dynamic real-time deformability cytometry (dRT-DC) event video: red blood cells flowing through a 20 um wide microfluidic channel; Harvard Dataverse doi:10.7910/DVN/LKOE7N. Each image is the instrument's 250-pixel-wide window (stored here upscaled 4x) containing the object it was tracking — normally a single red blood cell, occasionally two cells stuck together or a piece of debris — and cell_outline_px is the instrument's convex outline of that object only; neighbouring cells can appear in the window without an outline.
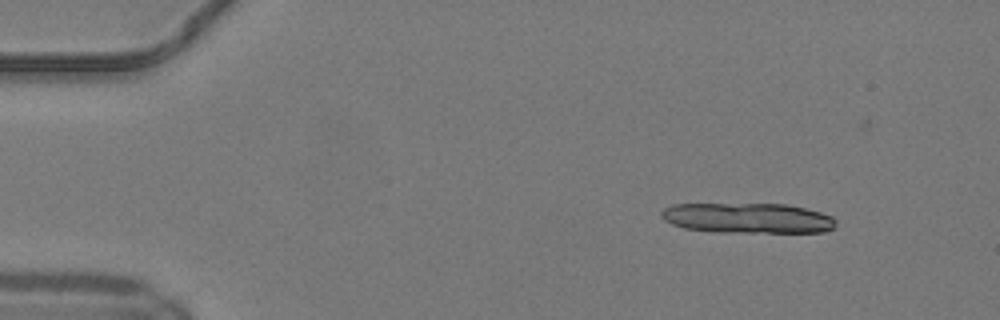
{"species": "common noctule bat (a hibernating species)", "species_latin": "Nyctalus noctula", "temperature_condition": "warm", "stored_images_in_passage": 9, "camera_frame_rate_fps": 3000, "um_per_image_px": 0.085, "animal": {"sex": "male", "body_mass_g": 19.2, "forearm_length_mm": 51.8}, "frame": {"image": 1, "passage_image": 1, "time_ms": 0.0, "image_size_px": [1000, 320], "cell_outline_px": [[836, 224], [832, 228], [824, 232], [716, 232], [684, 228], [672, 224], [664, 220], [660, 216], [660, 212], [664, 208], [672, 204], [788, 204], [820, 212], [832, 216], [836, 220]], "centroid_in_image_um": [63.53, 18.53], "position_along_channel_um": 21.5, "area_um2": 30.87}}